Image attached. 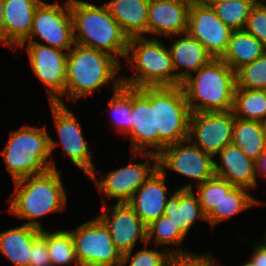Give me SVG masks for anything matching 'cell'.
Instances as JSON below:
<instances>
[{"instance_id":"2e32d148","label":"cell","mask_w":266,"mask_h":266,"mask_svg":"<svg viewBox=\"0 0 266 266\" xmlns=\"http://www.w3.org/2000/svg\"><path fill=\"white\" fill-rule=\"evenodd\" d=\"M232 32L233 30L217 17L212 7L192 1L187 33L199 41L214 59L223 57Z\"/></svg>"},{"instance_id":"ac0fdd59","label":"cell","mask_w":266,"mask_h":266,"mask_svg":"<svg viewBox=\"0 0 266 266\" xmlns=\"http://www.w3.org/2000/svg\"><path fill=\"white\" fill-rule=\"evenodd\" d=\"M193 0H150L147 37L167 38L187 33L189 9Z\"/></svg>"},{"instance_id":"b9f144b4","label":"cell","mask_w":266,"mask_h":266,"mask_svg":"<svg viewBox=\"0 0 266 266\" xmlns=\"http://www.w3.org/2000/svg\"><path fill=\"white\" fill-rule=\"evenodd\" d=\"M5 0H0V44L5 46V25L3 18Z\"/></svg>"},{"instance_id":"44dd1931","label":"cell","mask_w":266,"mask_h":266,"mask_svg":"<svg viewBox=\"0 0 266 266\" xmlns=\"http://www.w3.org/2000/svg\"><path fill=\"white\" fill-rule=\"evenodd\" d=\"M167 40L172 41L167 46L178 77V86L213 59L206 48L188 33L173 35L167 37Z\"/></svg>"},{"instance_id":"9a60e30c","label":"cell","mask_w":266,"mask_h":266,"mask_svg":"<svg viewBox=\"0 0 266 266\" xmlns=\"http://www.w3.org/2000/svg\"><path fill=\"white\" fill-rule=\"evenodd\" d=\"M96 215L108 228L121 255L135 249L139 242L147 244V226L128 203L102 205Z\"/></svg>"},{"instance_id":"74e56055","label":"cell","mask_w":266,"mask_h":266,"mask_svg":"<svg viewBox=\"0 0 266 266\" xmlns=\"http://www.w3.org/2000/svg\"><path fill=\"white\" fill-rule=\"evenodd\" d=\"M244 30L266 46V4L256 3L252 7Z\"/></svg>"},{"instance_id":"7bdbcfd3","label":"cell","mask_w":266,"mask_h":266,"mask_svg":"<svg viewBox=\"0 0 266 266\" xmlns=\"http://www.w3.org/2000/svg\"><path fill=\"white\" fill-rule=\"evenodd\" d=\"M197 1L199 4L206 6V7H213L214 5L224 2L226 0H195Z\"/></svg>"},{"instance_id":"484cf974","label":"cell","mask_w":266,"mask_h":266,"mask_svg":"<svg viewBox=\"0 0 266 266\" xmlns=\"http://www.w3.org/2000/svg\"><path fill=\"white\" fill-rule=\"evenodd\" d=\"M266 53V46L256 37L243 30H235L229 39L228 48L221 58L232 70L251 63Z\"/></svg>"},{"instance_id":"f6af8a7d","label":"cell","mask_w":266,"mask_h":266,"mask_svg":"<svg viewBox=\"0 0 266 266\" xmlns=\"http://www.w3.org/2000/svg\"><path fill=\"white\" fill-rule=\"evenodd\" d=\"M263 130H264V139H265V147H266V121L263 122Z\"/></svg>"},{"instance_id":"277c9868","label":"cell","mask_w":266,"mask_h":266,"mask_svg":"<svg viewBox=\"0 0 266 266\" xmlns=\"http://www.w3.org/2000/svg\"><path fill=\"white\" fill-rule=\"evenodd\" d=\"M130 76L122 73V85L131 88L178 86L171 53L163 38L133 36L129 38L123 61Z\"/></svg>"},{"instance_id":"d590c367","label":"cell","mask_w":266,"mask_h":266,"mask_svg":"<svg viewBox=\"0 0 266 266\" xmlns=\"http://www.w3.org/2000/svg\"><path fill=\"white\" fill-rule=\"evenodd\" d=\"M150 246L147 243L139 250L136 248L123 254L121 266H166L170 254L165 249Z\"/></svg>"},{"instance_id":"5bb4252c","label":"cell","mask_w":266,"mask_h":266,"mask_svg":"<svg viewBox=\"0 0 266 266\" xmlns=\"http://www.w3.org/2000/svg\"><path fill=\"white\" fill-rule=\"evenodd\" d=\"M234 120L232 110L191 113L188 139L215 157L226 145L232 144Z\"/></svg>"},{"instance_id":"8fae6325","label":"cell","mask_w":266,"mask_h":266,"mask_svg":"<svg viewBox=\"0 0 266 266\" xmlns=\"http://www.w3.org/2000/svg\"><path fill=\"white\" fill-rule=\"evenodd\" d=\"M23 43H39L69 51L75 44L70 0L62 4L57 0L52 3L43 0L35 10L31 33Z\"/></svg>"},{"instance_id":"3957f363","label":"cell","mask_w":266,"mask_h":266,"mask_svg":"<svg viewBox=\"0 0 266 266\" xmlns=\"http://www.w3.org/2000/svg\"><path fill=\"white\" fill-rule=\"evenodd\" d=\"M97 5L90 0H70L74 43L106 52L123 65L129 37L107 6Z\"/></svg>"},{"instance_id":"9c48e42d","label":"cell","mask_w":266,"mask_h":266,"mask_svg":"<svg viewBox=\"0 0 266 266\" xmlns=\"http://www.w3.org/2000/svg\"><path fill=\"white\" fill-rule=\"evenodd\" d=\"M48 104L50 105L52 121L58 136V140H54L49 135L52 169L58 170L53 156L56 154L57 147L60 146L61 151L71 162V165L76 166V169H80L86 176H89L95 168L92 161L94 156L88 145L89 141L85 138L79 119L68 105L57 102H49Z\"/></svg>"},{"instance_id":"e0dca14e","label":"cell","mask_w":266,"mask_h":266,"mask_svg":"<svg viewBox=\"0 0 266 266\" xmlns=\"http://www.w3.org/2000/svg\"><path fill=\"white\" fill-rule=\"evenodd\" d=\"M130 152L159 154V134L155 131L154 106L137 89L131 88Z\"/></svg>"},{"instance_id":"e575fe53","label":"cell","mask_w":266,"mask_h":266,"mask_svg":"<svg viewBox=\"0 0 266 266\" xmlns=\"http://www.w3.org/2000/svg\"><path fill=\"white\" fill-rule=\"evenodd\" d=\"M236 88L266 90V53L236 71Z\"/></svg>"},{"instance_id":"7c38bea8","label":"cell","mask_w":266,"mask_h":266,"mask_svg":"<svg viewBox=\"0 0 266 266\" xmlns=\"http://www.w3.org/2000/svg\"><path fill=\"white\" fill-rule=\"evenodd\" d=\"M74 241L80 266H121V253L116 249L106 225L97 217L67 229Z\"/></svg>"},{"instance_id":"ffe728a7","label":"cell","mask_w":266,"mask_h":266,"mask_svg":"<svg viewBox=\"0 0 266 266\" xmlns=\"http://www.w3.org/2000/svg\"><path fill=\"white\" fill-rule=\"evenodd\" d=\"M157 169L133 194L128 202L143 223L148 226L163 216L167 199L171 196L166 180L168 178Z\"/></svg>"},{"instance_id":"bcb514c9","label":"cell","mask_w":266,"mask_h":266,"mask_svg":"<svg viewBox=\"0 0 266 266\" xmlns=\"http://www.w3.org/2000/svg\"><path fill=\"white\" fill-rule=\"evenodd\" d=\"M256 3L266 4V0H256Z\"/></svg>"},{"instance_id":"7402d4cb","label":"cell","mask_w":266,"mask_h":266,"mask_svg":"<svg viewBox=\"0 0 266 266\" xmlns=\"http://www.w3.org/2000/svg\"><path fill=\"white\" fill-rule=\"evenodd\" d=\"M43 0H5V46L15 51L30 35L33 16Z\"/></svg>"},{"instance_id":"d4e9b609","label":"cell","mask_w":266,"mask_h":266,"mask_svg":"<svg viewBox=\"0 0 266 266\" xmlns=\"http://www.w3.org/2000/svg\"><path fill=\"white\" fill-rule=\"evenodd\" d=\"M41 229L21 224L0 232V253L14 266H28L33 241Z\"/></svg>"},{"instance_id":"8d00e7d4","label":"cell","mask_w":266,"mask_h":266,"mask_svg":"<svg viewBox=\"0 0 266 266\" xmlns=\"http://www.w3.org/2000/svg\"><path fill=\"white\" fill-rule=\"evenodd\" d=\"M166 266H223L219 258L209 251L198 253L195 251L170 255Z\"/></svg>"},{"instance_id":"4dcf8cb0","label":"cell","mask_w":266,"mask_h":266,"mask_svg":"<svg viewBox=\"0 0 266 266\" xmlns=\"http://www.w3.org/2000/svg\"><path fill=\"white\" fill-rule=\"evenodd\" d=\"M111 97L106 103L107 116H110V127L114 129L118 136H124L131 130V87L122 85L115 92H111ZM112 118V119H111Z\"/></svg>"},{"instance_id":"ba28073f","label":"cell","mask_w":266,"mask_h":266,"mask_svg":"<svg viewBox=\"0 0 266 266\" xmlns=\"http://www.w3.org/2000/svg\"><path fill=\"white\" fill-rule=\"evenodd\" d=\"M129 155L131 158L127 165L104 174L95 167L87 177L98 190L102 205L111 199L115 204L128 203L136 190L158 169V156L155 154L129 152ZM133 158L136 161L142 158L143 161L133 162Z\"/></svg>"},{"instance_id":"ee69618b","label":"cell","mask_w":266,"mask_h":266,"mask_svg":"<svg viewBox=\"0 0 266 266\" xmlns=\"http://www.w3.org/2000/svg\"><path fill=\"white\" fill-rule=\"evenodd\" d=\"M246 261L239 266H255L250 259H246Z\"/></svg>"},{"instance_id":"8992f818","label":"cell","mask_w":266,"mask_h":266,"mask_svg":"<svg viewBox=\"0 0 266 266\" xmlns=\"http://www.w3.org/2000/svg\"><path fill=\"white\" fill-rule=\"evenodd\" d=\"M48 132L45 124L38 127L29 123L11 130L0 153L13 181L52 169Z\"/></svg>"},{"instance_id":"60d3db41","label":"cell","mask_w":266,"mask_h":266,"mask_svg":"<svg viewBox=\"0 0 266 266\" xmlns=\"http://www.w3.org/2000/svg\"><path fill=\"white\" fill-rule=\"evenodd\" d=\"M257 178L266 179V151L255 162Z\"/></svg>"},{"instance_id":"f35d334b","label":"cell","mask_w":266,"mask_h":266,"mask_svg":"<svg viewBox=\"0 0 266 266\" xmlns=\"http://www.w3.org/2000/svg\"><path fill=\"white\" fill-rule=\"evenodd\" d=\"M28 266H52L49 253L47 251L46 226L43 230H41V234L32 243Z\"/></svg>"},{"instance_id":"f546056e","label":"cell","mask_w":266,"mask_h":266,"mask_svg":"<svg viewBox=\"0 0 266 266\" xmlns=\"http://www.w3.org/2000/svg\"><path fill=\"white\" fill-rule=\"evenodd\" d=\"M232 112L236 118L266 121V90L236 88Z\"/></svg>"},{"instance_id":"d6986e66","label":"cell","mask_w":266,"mask_h":266,"mask_svg":"<svg viewBox=\"0 0 266 266\" xmlns=\"http://www.w3.org/2000/svg\"><path fill=\"white\" fill-rule=\"evenodd\" d=\"M214 170L215 176L227 180L233 186L244 187L251 192L259 187L255 161L234 144L226 145L214 157Z\"/></svg>"},{"instance_id":"1f68e13d","label":"cell","mask_w":266,"mask_h":266,"mask_svg":"<svg viewBox=\"0 0 266 266\" xmlns=\"http://www.w3.org/2000/svg\"><path fill=\"white\" fill-rule=\"evenodd\" d=\"M47 229V251L52 266H80L76 253L74 241L70 232L65 228Z\"/></svg>"},{"instance_id":"5b68a950","label":"cell","mask_w":266,"mask_h":266,"mask_svg":"<svg viewBox=\"0 0 266 266\" xmlns=\"http://www.w3.org/2000/svg\"><path fill=\"white\" fill-rule=\"evenodd\" d=\"M190 112H227L233 108L236 73L222 59H212L181 84Z\"/></svg>"},{"instance_id":"7a4b0ae2","label":"cell","mask_w":266,"mask_h":266,"mask_svg":"<svg viewBox=\"0 0 266 266\" xmlns=\"http://www.w3.org/2000/svg\"><path fill=\"white\" fill-rule=\"evenodd\" d=\"M62 169L48 170L16 181L14 190L7 199L6 212L22 224L43 230V218L67 209V191L62 179Z\"/></svg>"},{"instance_id":"4316f807","label":"cell","mask_w":266,"mask_h":266,"mask_svg":"<svg viewBox=\"0 0 266 266\" xmlns=\"http://www.w3.org/2000/svg\"><path fill=\"white\" fill-rule=\"evenodd\" d=\"M262 204L261 199L255 198L249 189L234 186L206 217V224H210V227L214 229L216 225L226 222L234 216H240L242 212Z\"/></svg>"},{"instance_id":"836d02e7","label":"cell","mask_w":266,"mask_h":266,"mask_svg":"<svg viewBox=\"0 0 266 266\" xmlns=\"http://www.w3.org/2000/svg\"><path fill=\"white\" fill-rule=\"evenodd\" d=\"M233 187L227 180L218 176L196 186L193 192L198 196L203 214L207 217Z\"/></svg>"},{"instance_id":"603a6c76","label":"cell","mask_w":266,"mask_h":266,"mask_svg":"<svg viewBox=\"0 0 266 266\" xmlns=\"http://www.w3.org/2000/svg\"><path fill=\"white\" fill-rule=\"evenodd\" d=\"M163 215L171 218L180 232L187 238L191 228L200 221L207 222L198 196L193 190L175 189L167 199Z\"/></svg>"},{"instance_id":"52a82bcc","label":"cell","mask_w":266,"mask_h":266,"mask_svg":"<svg viewBox=\"0 0 266 266\" xmlns=\"http://www.w3.org/2000/svg\"><path fill=\"white\" fill-rule=\"evenodd\" d=\"M137 89L150 101L151 106H154L159 153L168 145L187 140L191 112L181 85Z\"/></svg>"},{"instance_id":"6da1fadb","label":"cell","mask_w":266,"mask_h":266,"mask_svg":"<svg viewBox=\"0 0 266 266\" xmlns=\"http://www.w3.org/2000/svg\"><path fill=\"white\" fill-rule=\"evenodd\" d=\"M122 67L124 65L106 52L74 44L67 55L65 91L56 102L74 104L94 97L102 88L115 92L122 86Z\"/></svg>"},{"instance_id":"4fadbf2b","label":"cell","mask_w":266,"mask_h":266,"mask_svg":"<svg viewBox=\"0 0 266 266\" xmlns=\"http://www.w3.org/2000/svg\"><path fill=\"white\" fill-rule=\"evenodd\" d=\"M25 50L30 70L43 84L49 102H56L65 91L68 51L39 43H22L16 50Z\"/></svg>"},{"instance_id":"30bf717a","label":"cell","mask_w":266,"mask_h":266,"mask_svg":"<svg viewBox=\"0 0 266 266\" xmlns=\"http://www.w3.org/2000/svg\"><path fill=\"white\" fill-rule=\"evenodd\" d=\"M157 156L158 169L165 176L168 171H172L191 180L185 185L181 184L177 189L193 190L194 187L215 176L214 157L205 153L189 139L166 146Z\"/></svg>"},{"instance_id":"83f0119b","label":"cell","mask_w":266,"mask_h":266,"mask_svg":"<svg viewBox=\"0 0 266 266\" xmlns=\"http://www.w3.org/2000/svg\"><path fill=\"white\" fill-rule=\"evenodd\" d=\"M186 237L171 218L163 215L147 226V243L165 249L170 255L192 252L182 247Z\"/></svg>"},{"instance_id":"d6a6232c","label":"cell","mask_w":266,"mask_h":266,"mask_svg":"<svg viewBox=\"0 0 266 266\" xmlns=\"http://www.w3.org/2000/svg\"><path fill=\"white\" fill-rule=\"evenodd\" d=\"M256 0H226L214 5L216 15L233 31L243 30Z\"/></svg>"},{"instance_id":"ab89813d","label":"cell","mask_w":266,"mask_h":266,"mask_svg":"<svg viewBox=\"0 0 266 266\" xmlns=\"http://www.w3.org/2000/svg\"><path fill=\"white\" fill-rule=\"evenodd\" d=\"M261 239L250 242L252 246V253L249 259L253 262L255 266H266V230L263 232Z\"/></svg>"},{"instance_id":"cb8c5ba5","label":"cell","mask_w":266,"mask_h":266,"mask_svg":"<svg viewBox=\"0 0 266 266\" xmlns=\"http://www.w3.org/2000/svg\"><path fill=\"white\" fill-rule=\"evenodd\" d=\"M104 4L129 38L133 36L147 37L150 0H109Z\"/></svg>"},{"instance_id":"f1b7e54d","label":"cell","mask_w":266,"mask_h":266,"mask_svg":"<svg viewBox=\"0 0 266 266\" xmlns=\"http://www.w3.org/2000/svg\"><path fill=\"white\" fill-rule=\"evenodd\" d=\"M232 144L256 162L266 151L263 123L235 117Z\"/></svg>"}]
</instances>
